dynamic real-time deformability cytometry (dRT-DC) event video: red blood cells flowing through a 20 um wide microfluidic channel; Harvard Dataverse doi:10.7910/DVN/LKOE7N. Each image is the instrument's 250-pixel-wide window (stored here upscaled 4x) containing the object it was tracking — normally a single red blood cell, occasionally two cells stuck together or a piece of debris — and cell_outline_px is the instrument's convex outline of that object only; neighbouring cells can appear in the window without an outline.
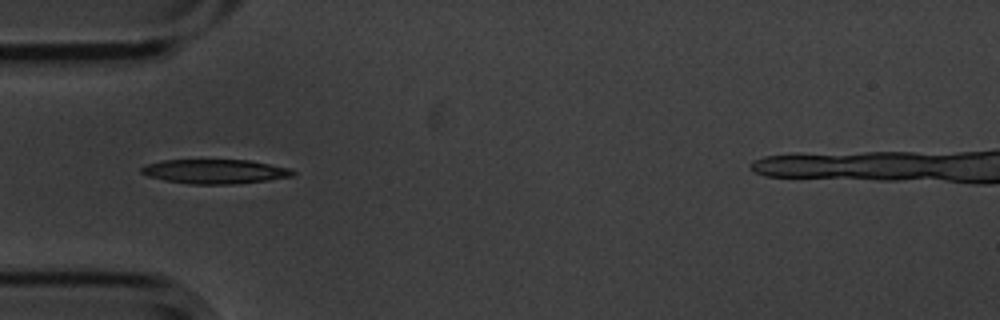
{"species": "common noctule bat (a hibernating species)", "species_latin": "Nyctalus noctula", "temperature_condition": "cold", "stored_images_in_passage": 2, "camera_frame_rate_fps": 3000, "um_per_image_px": 0.085, "animal": {"sex": "male", "body_mass_g": 20.1, "forearm_length_mm": 53.5}, "frame": {"image": 1, "passage_image": 2, "time_ms": 0.333, "image_size_px": [1000, 320], "cell_outline_px": [[296, 172], [292, 176], [268, 180], [232, 184], [192, 184], [164, 180], [148, 176], [140, 172], [140, 168], [148, 164], [164, 160], [252, 160], [288, 168]], "centroid_in_image_um": [18.27, 14.57], "position_along_channel_um": 66.7, "area_um2": 21.33}}